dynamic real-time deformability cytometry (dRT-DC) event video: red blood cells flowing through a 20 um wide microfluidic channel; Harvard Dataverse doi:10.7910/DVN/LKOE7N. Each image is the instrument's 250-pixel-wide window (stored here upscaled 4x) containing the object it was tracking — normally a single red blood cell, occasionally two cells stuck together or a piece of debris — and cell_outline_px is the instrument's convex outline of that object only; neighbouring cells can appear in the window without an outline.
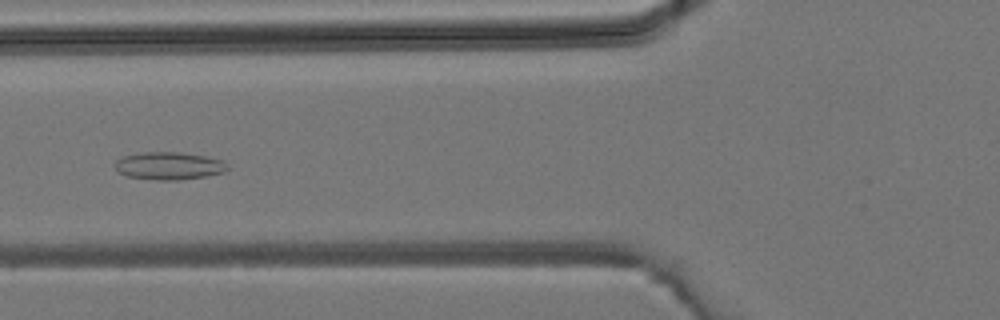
{"species": "common noctule bat (a hibernating species)", "species_latin": "Nyctalus noctula", "temperature_condition": "room temperature", "stored_images_in_passage": 42, "camera_frame_rate_fps": 3000, "um_per_image_px": 0.085, "animal": {"sex": "male", "body_mass_g": 19.2, "forearm_length_mm": 51.8}, "frame": {"image": 1, "passage_image": 16, "time_ms": 5.0, "image_size_px": [1000, 320], "cell_outline_px": [[228, 168], [224, 172], [208, 176], [180, 180], [156, 180], [128, 176], [116, 172], [116, 160], [124, 156], [144, 152], [176, 152], [204, 156], [224, 160], [228, 164]], "centroid_in_image_um": [14.39, 14.1], "position_along_channel_um": 111.4, "area_um2": 18.15}}
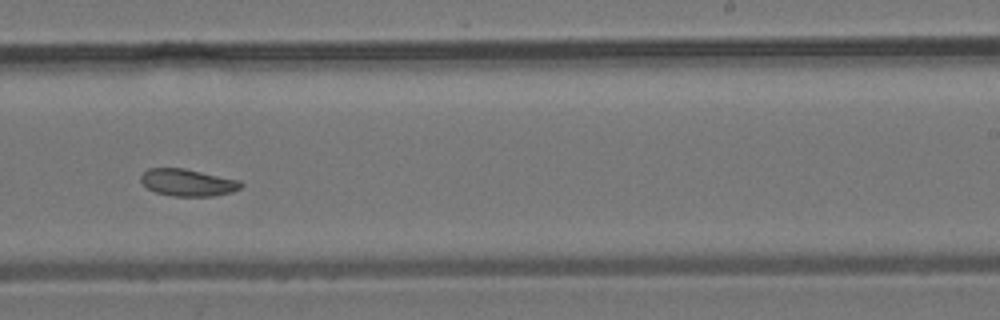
{"frame": {"image": 2, "passage_image": 26, "time_ms": 8.333, "image_size_px": [1000, 320], "cell_outline_px": [[244, 184], [240, 188], [232, 192], [212, 196], [172, 196], [156, 192], [148, 188], [140, 180], [140, 176], [148, 168], [184, 168], [240, 180]], "centroid_in_image_um": [15.97, 15.51], "position_along_channel_um": 273.0, "area_um2": 15.78}}
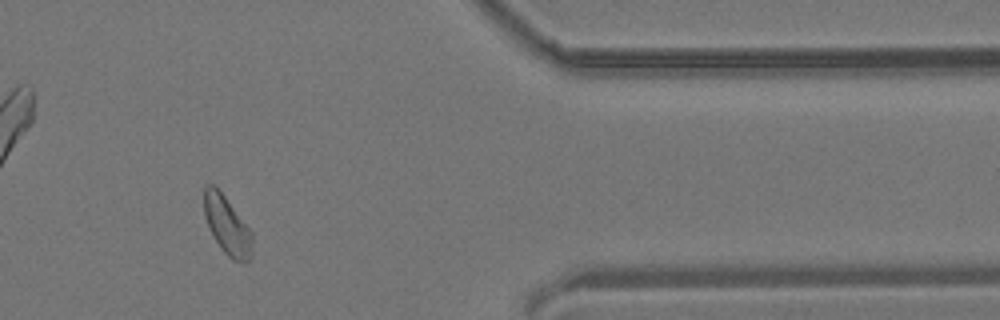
{"frame": {"image": 3, "passage_image": 35, "time_ms": 11.333, "image_size_px": [1000, 320], "cell_outline_px": [[252, 256], [244, 264], [232, 260], [220, 248], [204, 216], [204, 184], [212, 184], [224, 196], [252, 232]], "centroid_in_image_um": [19.31, 19.2], "position_along_channel_um": 392.1, "area_um2": 16.18}}